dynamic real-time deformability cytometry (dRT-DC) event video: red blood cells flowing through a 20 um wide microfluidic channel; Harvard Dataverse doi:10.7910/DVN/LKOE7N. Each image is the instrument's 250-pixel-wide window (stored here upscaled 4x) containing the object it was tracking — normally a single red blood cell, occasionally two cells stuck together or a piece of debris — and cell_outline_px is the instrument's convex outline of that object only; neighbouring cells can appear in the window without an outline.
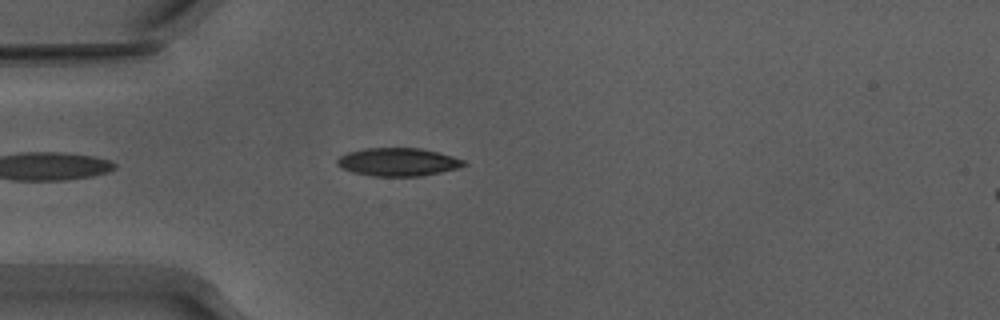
{"species": "Egyptian fruit bat (a non-hibernating species)", "species_latin": "Rousettus aegyptiacus", "temperature_condition": "warm", "stored_images_in_passage": 16, "camera_frame_rate_fps": 3000, "um_per_image_px": 0.085, "animal": {"sex": "male"}, "frame": {"image": 1, "passage_image": 5, "time_ms": 1.333, "image_size_px": [1000, 320], "cell_outline_px": [[468, 164], [456, 168], [440, 172], [420, 176], [372, 176], [352, 172], [336, 164], [336, 160], [340, 156], [348, 152], [364, 148], [420, 148], [452, 156], [464, 160]], "centroid_in_image_um": [33.81, 13.76], "position_along_channel_um": 51.2, "area_um2": 20.58}}
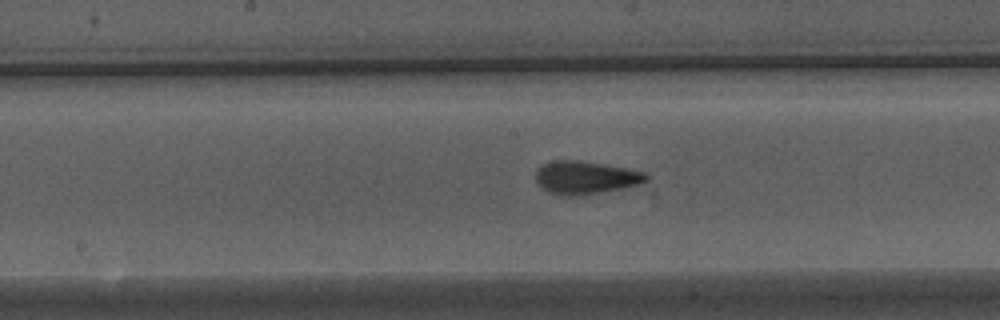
{"frame": {"image": 2, "passage_image": 14, "time_ms": 4.333, "image_size_px": [1000, 320], "cell_outline_px": [[648, 180], [624, 188], [584, 196], [560, 196], [548, 192], [536, 180], [536, 172], [540, 164], [552, 160], [576, 160], [624, 168], [644, 172], [648, 176]], "centroid_in_image_um": [49.72, 15.11], "position_along_channel_um": 198.5, "area_um2": 21.21}}